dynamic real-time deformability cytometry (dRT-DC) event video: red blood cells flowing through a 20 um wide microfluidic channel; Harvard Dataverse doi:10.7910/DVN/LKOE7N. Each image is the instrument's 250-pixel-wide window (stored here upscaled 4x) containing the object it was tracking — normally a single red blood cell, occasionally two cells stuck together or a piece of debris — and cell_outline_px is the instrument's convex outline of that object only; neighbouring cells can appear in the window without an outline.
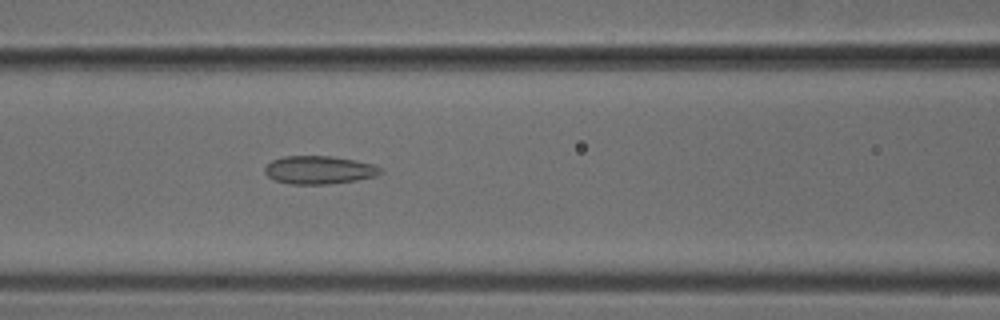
{"species": "common noctule bat (a hibernating species)", "species_latin": "Nyctalus noctula", "temperature_condition": "cold", "stored_images_in_passage": 50, "camera_frame_rate_fps": 3000, "um_per_image_px": 0.085, "animal": {"sex": "male", "body_mass_g": 18.8}, "frame": {"image": 1, "passage_image": 20, "time_ms": 6.333, "image_size_px": [1000, 320], "cell_outline_px": [[384, 172], [376, 176], [356, 180], [328, 184], [288, 184], [276, 180], [268, 176], [264, 172], [264, 168], [272, 160], [284, 156], [332, 156], [356, 160], [372, 164], [380, 168]], "centroid_in_image_um": [27.13, 14.44], "position_along_channel_um": 139.5, "area_um2": 18.96}}
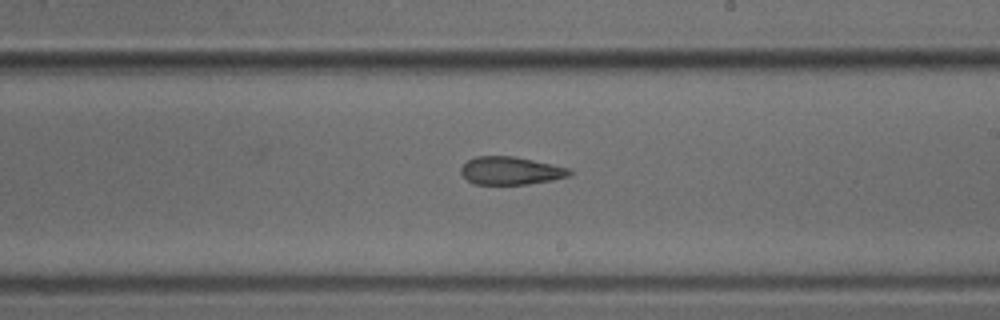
{"frame": {"image": 2, "passage_image": 28, "time_ms": 9.0, "image_size_px": [1000, 320], "cell_outline_px": [[572, 172], [568, 176], [552, 180], [528, 184], [472, 184], [460, 172], [460, 168], [468, 160], [476, 156], [516, 156], [552, 164], [568, 168]], "centroid_in_image_um": [43.39, 14.5], "position_along_channel_um": 245.6, "area_um2": 17.63}}
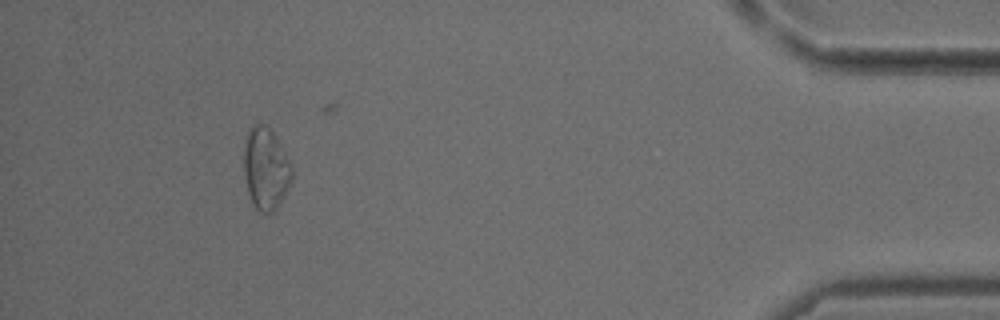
{"frame": {"image": 3, "passage_image": 45, "time_ms": 14.667, "image_size_px": [1000, 320], "cell_outline_px": [[292, 180], [276, 208], [268, 216], [260, 212], [252, 204], [248, 192], [244, 172], [244, 144], [248, 128], [256, 120], [264, 124], [276, 136], [292, 164]], "centroid_in_image_um": [22.58, 14.3], "position_along_channel_um": 412.6, "area_um2": 23.29}}